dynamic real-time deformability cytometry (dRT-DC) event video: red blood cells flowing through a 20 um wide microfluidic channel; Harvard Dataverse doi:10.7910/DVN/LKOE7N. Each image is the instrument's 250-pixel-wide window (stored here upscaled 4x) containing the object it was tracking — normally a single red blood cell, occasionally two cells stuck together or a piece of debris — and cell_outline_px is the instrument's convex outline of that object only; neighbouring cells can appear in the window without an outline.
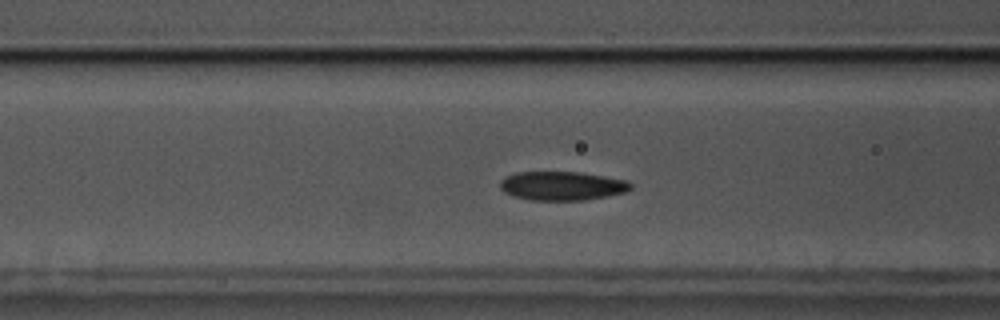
{"species": "common noctule bat (a hibernating species)", "species_latin": "Nyctalus noctula", "temperature_condition": "cold", "stored_images_in_passage": 57, "camera_frame_rate_fps": 3000, "um_per_image_px": 0.085, "animal": {"sex": "male", "body_mass_g": 17.5, "forearm_length_mm": 52.3}, "frame": {"image": 1, "passage_image": 22, "time_ms": 7.0, "image_size_px": [1000, 320], "cell_outline_px": [[632, 188], [624, 192], [584, 200], [528, 200], [512, 196], [504, 192], [500, 188], [500, 180], [504, 176], [516, 172], [580, 172], [628, 180], [632, 184]], "centroid_in_image_um": [47.73, 15.79], "position_along_channel_um": 118.9, "area_um2": 22.08}}
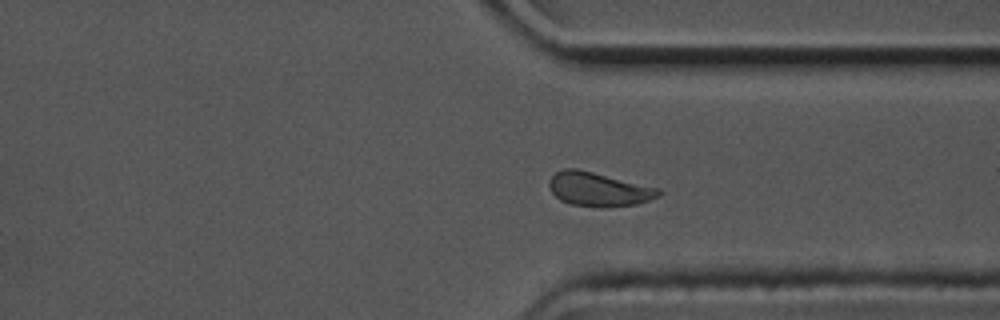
{"frame": {"image": 2, "passage_image": 43, "time_ms": 14.0, "image_size_px": [1000, 320], "cell_outline_px": [[664, 192], [660, 196], [636, 204], [604, 208], [600, 208], [572, 204], [560, 200], [552, 192], [548, 184], [548, 180], [556, 172], [564, 168], [576, 168], [660, 188]], "centroid_in_image_um": [50.9, 16.09], "position_along_channel_um": 360.5, "area_um2": 21.79}}
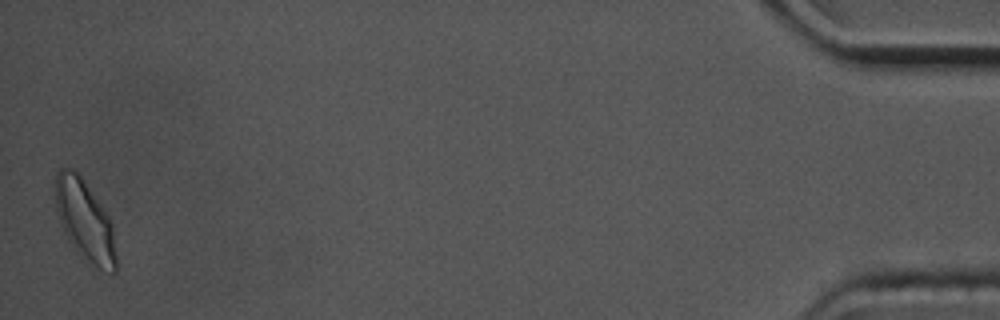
{"frame": {"image": 3, "passage_image": 57, "time_ms": 18.667, "image_size_px": [1000, 320], "cell_outline_px": [[116, 272], [112, 276], [84, 260], [68, 240], [60, 224], [56, 208], [56, 172], [60, 168], [72, 168], [80, 176], [108, 216], [112, 224], [116, 256]], "centroid_in_image_um": [7.22, 18.81], "position_along_channel_um": 428.0, "area_um2": 28.32}, "authors_computed_cell_mechanics": {"area_um2": 21.964, "velocity_mm_per_s": 3.4524, "shape_relaxation_time_tau1_ms": 4.0911, "shape_relaxation_time_tau2_ms": 1.9343, "deformation_change_tau1": 0.1096, "deformation_change_tau2": 0.0674}}